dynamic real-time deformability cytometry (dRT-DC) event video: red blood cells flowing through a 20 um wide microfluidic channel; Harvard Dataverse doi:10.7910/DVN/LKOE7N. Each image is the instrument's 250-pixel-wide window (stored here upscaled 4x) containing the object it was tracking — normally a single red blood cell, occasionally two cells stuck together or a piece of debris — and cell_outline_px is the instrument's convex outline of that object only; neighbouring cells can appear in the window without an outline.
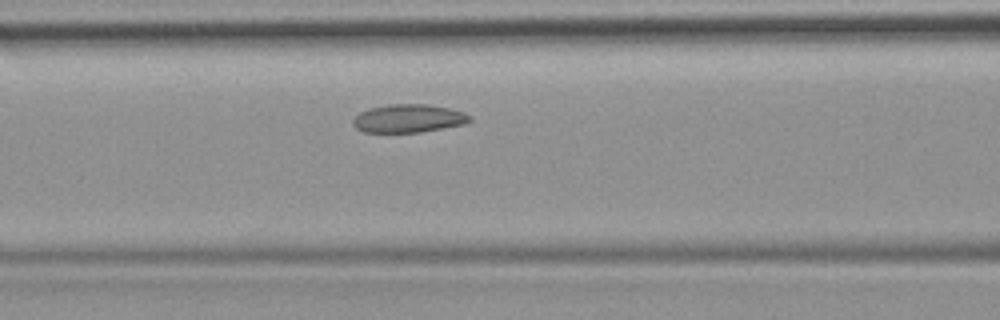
{"species": "common noctule bat (a hibernating species)", "species_latin": "Nyctalus noctula", "temperature_condition": "room temperature", "stored_images_in_passage": 41, "camera_frame_rate_fps": 3000, "um_per_image_px": 0.085, "animal": {"sex": "female", "body_mass_g": 19.9}, "frame": {"image": 1, "passage_image": 12, "time_ms": 3.667, "image_size_px": [1000, 320], "cell_outline_px": [[472, 120], [464, 124], [444, 128], [420, 132], [364, 132], [356, 128], [352, 124], [352, 120], [360, 112], [368, 108], [388, 104], [424, 104], [448, 108], [464, 112], [472, 116]], "centroid_in_image_um": [34.72, 10.06], "position_along_channel_um": 131.9, "area_um2": 19.25}}